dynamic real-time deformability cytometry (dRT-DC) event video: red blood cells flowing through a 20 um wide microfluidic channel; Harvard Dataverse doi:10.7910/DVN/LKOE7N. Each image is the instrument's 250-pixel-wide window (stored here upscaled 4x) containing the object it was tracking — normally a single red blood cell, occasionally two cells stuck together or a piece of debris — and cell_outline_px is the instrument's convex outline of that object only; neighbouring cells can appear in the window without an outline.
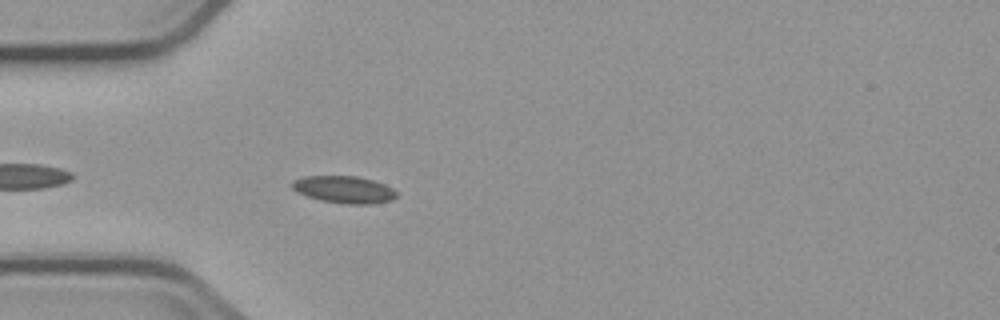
{"species": "common noctule bat (a hibernating species)", "species_latin": "Nyctalus noctula", "temperature_condition": "cold", "stored_images_in_passage": 5, "camera_frame_rate_fps": 3000, "um_per_image_px": 0.085, "animal": {"sex": "male", "body_mass_g": 23.1, "forearm_length_mm": 52.7}, "frame": {"image": 1, "passage_image": 5, "time_ms": 4.667, "image_size_px": [1000, 320], "cell_outline_px": [[396, 196], [392, 200], [372, 204], [344, 204], [320, 200], [296, 192], [288, 184], [292, 180], [304, 176], [356, 176], [372, 180], [384, 184], [392, 188], [396, 192]], "centroid_in_image_um": [29.19, 16.11], "position_along_channel_um": 55.8, "area_um2": 16.65}}